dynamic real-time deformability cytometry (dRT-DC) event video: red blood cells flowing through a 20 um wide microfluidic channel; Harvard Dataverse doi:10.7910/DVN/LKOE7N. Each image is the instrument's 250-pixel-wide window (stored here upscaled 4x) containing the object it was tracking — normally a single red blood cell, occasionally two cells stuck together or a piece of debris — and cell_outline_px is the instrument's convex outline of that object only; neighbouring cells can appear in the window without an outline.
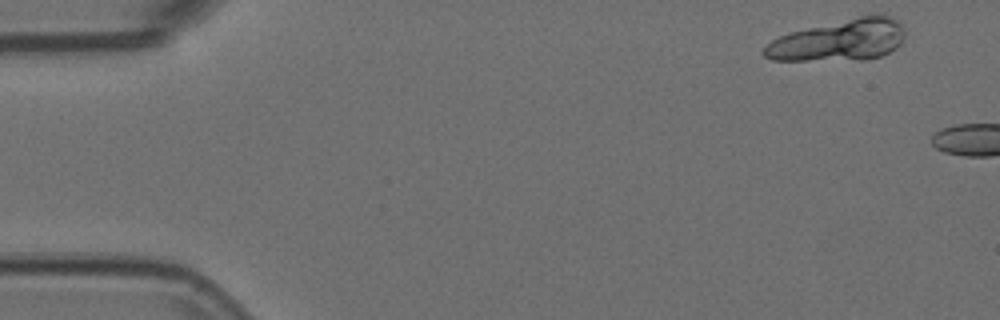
{"species": "Egyptian fruit bat (a non-hibernating species)", "species_latin": "Rousettus aegyptiacus", "temperature_condition": "room temperature", "stored_images_in_passage": 4, "camera_frame_rate_fps": 3000, "um_per_image_px": 0.085, "animal": {"sex": "female"}, "frame": {"image": 1, "passage_image": 1, "time_ms": 0.0, "image_size_px": [1000, 320], "cell_outline_px": [[904, 40], [896, 48], [880, 56], [864, 60], [772, 60], [764, 56], [760, 52], [772, 40], [788, 32], [872, 12], [884, 12], [900, 20], [904, 28]], "centroid_in_image_um": [71.4, 3.38], "position_along_channel_um": 13.6, "area_um2": 34.97}}